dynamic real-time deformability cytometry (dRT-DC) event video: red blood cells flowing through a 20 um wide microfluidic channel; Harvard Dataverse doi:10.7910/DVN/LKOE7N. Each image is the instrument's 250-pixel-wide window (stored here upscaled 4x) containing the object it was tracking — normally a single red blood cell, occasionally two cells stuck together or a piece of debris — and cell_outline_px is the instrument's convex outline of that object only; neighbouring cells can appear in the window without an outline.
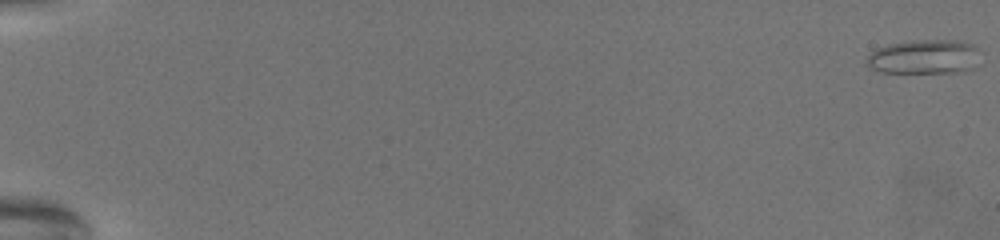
{"species": "common noctule bat (a hibernating species)", "species_latin": "Nyctalus noctula", "temperature_condition": "warm", "stored_images_in_passage": 72, "camera_frame_rate_fps": 3000, "um_per_image_px": 0.085, "animal": {"sex": "female", "body_mass_g": 19.5, "forearm_length_mm": 54.1}, "frame": {"image": 1, "passage_image": 1, "time_ms": 0.0, "image_size_px": [1000, 240], "cell_outline_px": [[976, 48], [972, 68], [952, 72], [880, 72], [868, 68], [864, 60], [876, 48], [888, 44], [912, 40], [960, 40], [976, 44]], "centroid_in_image_um": [78.44, 4.81], "position_along_channel_um": 6.6, "area_um2": 22.48}}
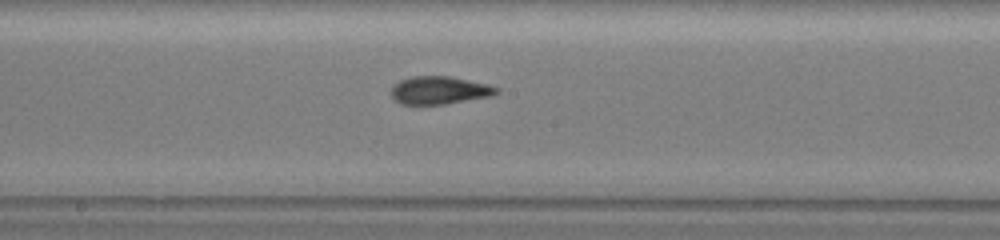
{"frame": {"image": 2, "passage_image": 42, "time_ms": 13.667, "image_size_px": [1000, 240], "cell_outline_px": [[500, 92], [492, 96], [444, 104], [400, 104], [392, 96], [392, 88], [400, 80], [412, 76], [448, 76], [488, 84], [500, 88]], "centroid_in_image_um": [37.39, 7.67], "position_along_channel_um": 210.8, "area_um2": 16.99}}
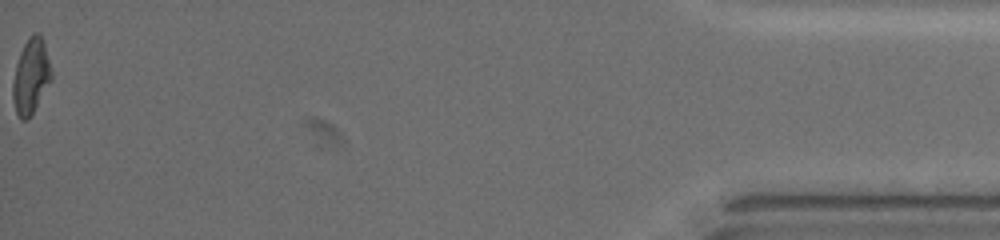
{"frame": {"image": 3, "passage_image": 72, "time_ms": 23.667, "image_size_px": [1000, 240], "cell_outline_px": [[52, 80], [32, 112], [24, 120], [20, 120], [16, 112], [12, 100], [12, 84], [16, 64], [20, 52], [24, 44], [36, 32], [44, 40], [52, 72]], "centroid_in_image_um": [2.62, 6.49], "position_along_channel_um": 432.6, "area_um2": 16.65}, "authors_computed_cell_mechanics": {"area_um2": 16.9354, "velocity_mm_per_s": 3.0819, "shape_relaxation_time_tau1_ms": null, "shape_relaxation_time_tau2_ms": 2.075, "deformation_change_tau1": null, "deformation_change_tau2": 0.0765}}